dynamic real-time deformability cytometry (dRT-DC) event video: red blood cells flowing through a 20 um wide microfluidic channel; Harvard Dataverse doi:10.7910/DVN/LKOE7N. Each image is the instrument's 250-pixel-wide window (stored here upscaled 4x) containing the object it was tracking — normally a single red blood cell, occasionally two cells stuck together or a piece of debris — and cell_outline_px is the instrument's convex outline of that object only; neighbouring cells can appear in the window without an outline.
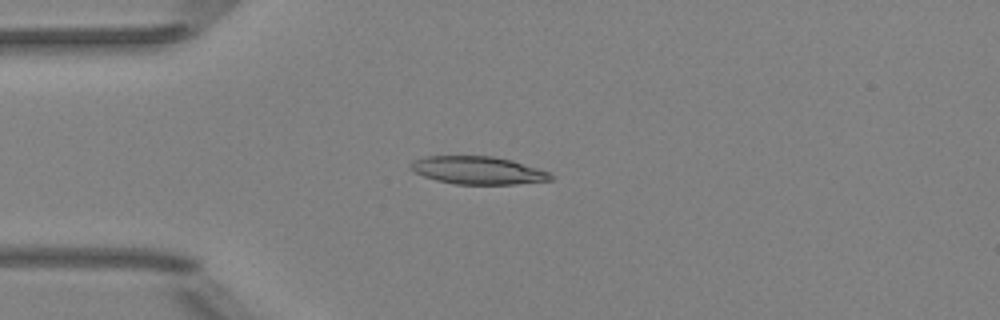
{"species": "Egyptian fruit bat (a non-hibernating species)", "species_latin": "Rousettus aegyptiacus", "temperature_condition": "room temperature", "stored_images_in_passage": 7, "camera_frame_rate_fps": 3000, "um_per_image_px": 0.085, "animal": {"sex": "female"}, "frame": {"image": 1, "passage_image": 3, "time_ms": 2.333, "image_size_px": [1000, 320], "cell_outline_px": [[556, 176], [552, 180], [516, 184], [456, 184], [436, 180], [412, 172], [408, 168], [416, 160], [428, 156], [496, 156], [512, 160], [540, 168]], "centroid_in_image_um": [40.67, 14.48], "position_along_channel_um": 44.3, "area_um2": 22.83}}
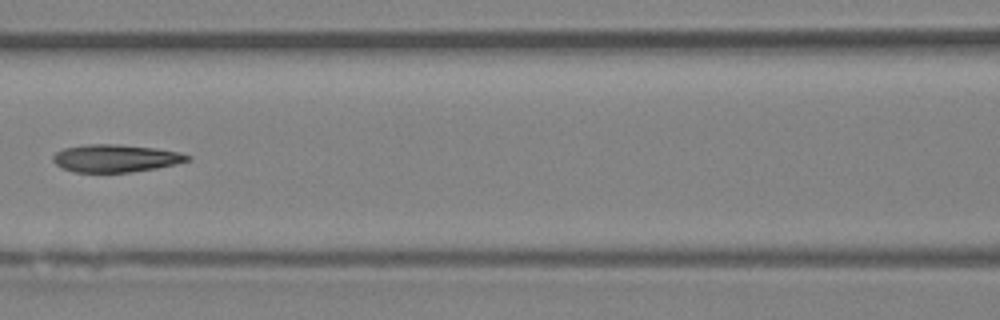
{"frame": {"image": 2, "passage_image": 6, "time_ms": 5.667, "image_size_px": [1000, 320], "cell_outline_px": [[192, 160], [176, 164], [156, 168], [132, 172], [76, 172], [64, 168], [56, 164], [52, 160], [52, 156], [56, 152], [64, 148], [88, 144], [116, 144], [156, 148], [180, 152], [192, 156]], "centroid_in_image_um": [9.87, 13.45], "position_along_channel_um": 156.7, "area_um2": 21.68}}
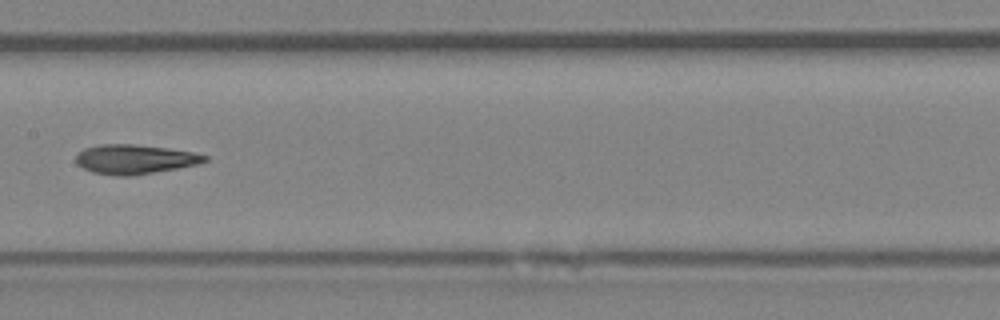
{"frame": {"image": 3, "passage_image": 7, "time_ms": 6.667, "image_size_px": [1000, 320], "cell_outline_px": [[208, 160], [196, 164], [176, 168], [128, 176], [116, 176], [92, 172], [76, 164], [76, 156], [84, 148], [100, 144], [132, 144], [168, 148], [192, 152], [208, 156]], "centroid_in_image_um": [11.41, 13.53], "position_along_channel_um": 196.0, "area_um2": 21.79}}